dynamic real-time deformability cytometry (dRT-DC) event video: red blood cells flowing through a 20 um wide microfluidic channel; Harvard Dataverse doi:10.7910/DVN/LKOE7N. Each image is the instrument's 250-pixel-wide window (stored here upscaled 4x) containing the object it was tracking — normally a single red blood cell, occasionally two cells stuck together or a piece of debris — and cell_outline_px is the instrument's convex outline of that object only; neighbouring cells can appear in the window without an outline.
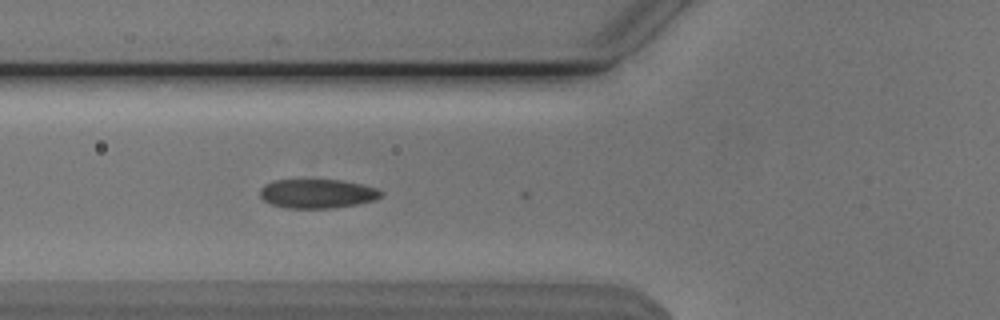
{"species": "Egyptian fruit bat (a non-hibernating species)", "species_latin": "Rousettus aegyptiacus", "temperature_condition": "cold", "stored_images_in_passage": 3, "camera_frame_rate_fps": 3000, "um_per_image_px": 0.085, "animal": {"sex": "male"}, "frame": {"image": 1, "passage_image": 2, "time_ms": 0.333, "image_size_px": [1000, 320], "cell_outline_px": [[384, 196], [376, 200], [356, 204], [332, 208], [284, 208], [272, 204], [264, 200], [260, 196], [260, 188], [264, 184], [272, 180], [340, 180], [380, 188], [384, 192]], "centroid_in_image_um": [27.0, 16.46], "position_along_channel_um": 98.8, "area_um2": 20.75}}